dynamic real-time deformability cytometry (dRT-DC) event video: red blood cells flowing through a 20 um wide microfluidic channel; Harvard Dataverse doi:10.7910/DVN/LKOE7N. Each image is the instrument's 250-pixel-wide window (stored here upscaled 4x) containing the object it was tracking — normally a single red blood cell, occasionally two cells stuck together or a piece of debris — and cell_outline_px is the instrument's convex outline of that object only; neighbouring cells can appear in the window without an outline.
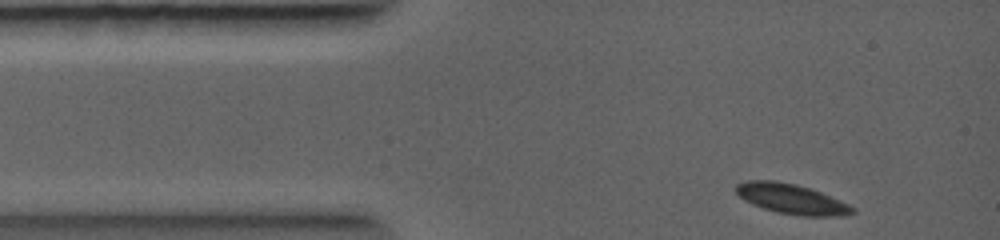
{"species": "common noctule bat (a hibernating species)", "species_latin": "Nyctalus noctula", "temperature_condition": "warm", "stored_images_in_passage": 42, "camera_frame_rate_fps": 5000, "um_per_image_px": 0.085, "animal": {"sex": "female", "body_mass_g": 19.0, "forearm_length_mm": 56.7}, "frame": {"image": 1, "passage_image": 1, "time_ms": 0.0, "image_size_px": [1000, 240], "cell_outline_px": [[856, 212], [840, 216], [800, 216], [776, 212], [752, 204], [744, 200], [736, 192], [736, 184], [748, 180], [776, 180], [796, 184], [812, 188], [848, 204], [856, 208]], "centroid_in_image_um": [67.29, 16.9], "position_along_channel_um": 17.7, "area_um2": 20.46}}
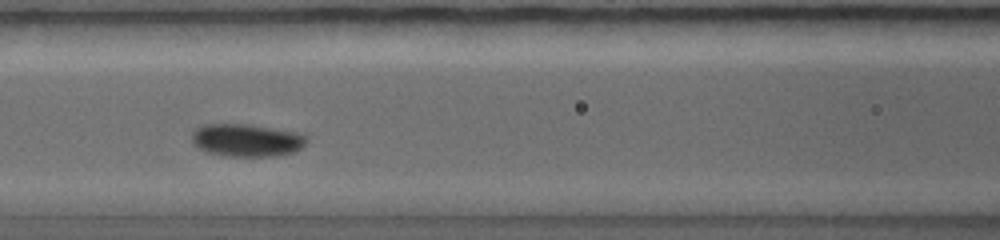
{"frame": {"image": 2, "passage_image": 20, "time_ms": 2.8, "image_size_px": [1000, 240], "cell_outline_px": [[308, 140], [300, 148], [292, 152], [276, 156], [224, 156], [208, 152], [196, 148], [192, 144], [192, 132], [196, 128], [204, 124], [248, 124], [296, 132], [308, 136]], "centroid_in_image_um": [20.93, 11.92], "position_along_channel_um": 145.7, "area_um2": 21.96}}
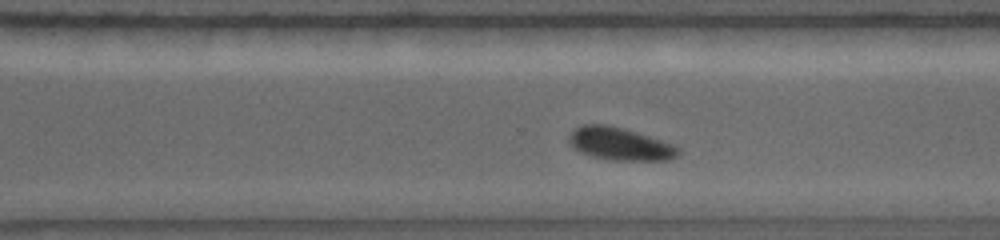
{"frame": {"image": 3, "passage_image": 39, "time_ms": 5.6, "image_size_px": [1000, 240], "cell_outline_px": [[680, 152], [672, 160], [612, 160], [592, 156], [580, 152], [568, 140], [568, 136], [576, 128], [584, 124], [608, 124], [624, 128], [672, 144], [680, 148]], "centroid_in_image_um": [52.71, 12.23], "position_along_channel_um": 317.9, "area_um2": 20.63}}